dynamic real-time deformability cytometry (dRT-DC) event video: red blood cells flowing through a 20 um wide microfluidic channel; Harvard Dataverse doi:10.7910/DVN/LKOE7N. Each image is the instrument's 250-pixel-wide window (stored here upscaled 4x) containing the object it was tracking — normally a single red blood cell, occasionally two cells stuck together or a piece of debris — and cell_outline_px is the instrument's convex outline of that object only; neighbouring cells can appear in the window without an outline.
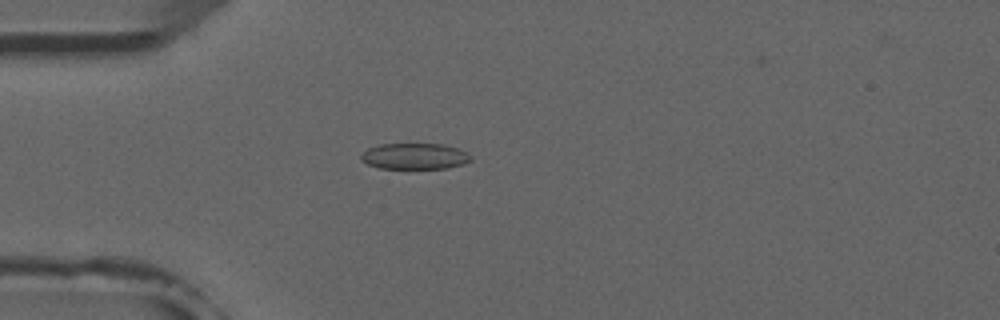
{"species": "common noctule bat (a hibernating species)", "species_latin": "Nyctalus noctula", "temperature_condition": "room temperature", "stored_images_in_passage": 4, "camera_frame_rate_fps": 3000, "um_per_image_px": 0.085, "animal": {"sex": "male", "forearm_length_mm": 52.5}, "frame": {"image": 1, "passage_image": 3, "time_ms": 2.333, "image_size_px": [1000, 320], "cell_outline_px": [[472, 160], [464, 164], [448, 168], [380, 168], [368, 164], [360, 160], [360, 156], [368, 148], [380, 144], [444, 144], [460, 148], [468, 152], [472, 156]], "centroid_in_image_um": [35.3, 13.27], "position_along_channel_um": 49.7, "area_um2": 16.82}}